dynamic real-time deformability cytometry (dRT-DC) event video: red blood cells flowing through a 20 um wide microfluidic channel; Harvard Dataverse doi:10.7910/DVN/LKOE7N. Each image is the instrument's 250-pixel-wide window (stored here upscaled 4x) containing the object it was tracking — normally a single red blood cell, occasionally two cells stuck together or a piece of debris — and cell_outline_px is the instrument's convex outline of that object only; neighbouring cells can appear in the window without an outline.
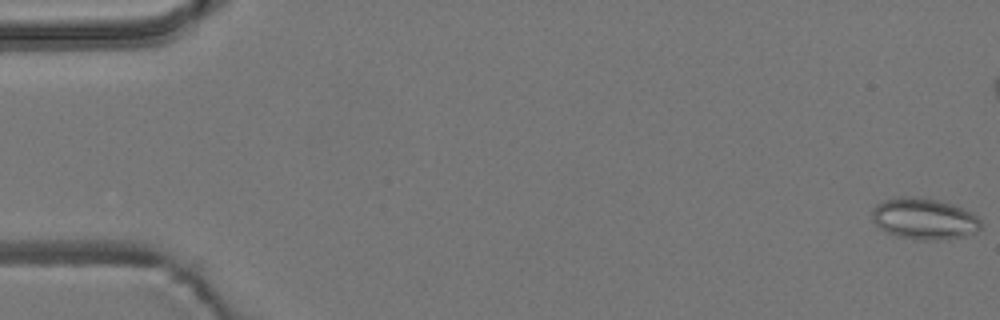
{"species": "common noctule bat (a hibernating species)", "species_latin": "Nyctalus noctula", "temperature_condition": "room temperature", "stored_images_in_passage": 57, "camera_frame_rate_fps": 3000, "um_per_image_px": 0.085, "animal": {"sex": "male", "body_mass_g": 19.2, "forearm_length_mm": 51.8}, "frame": {"image": 1, "passage_image": 1, "time_ms": 0.0, "image_size_px": [1000, 320], "cell_outline_px": [[980, 228], [976, 232], [964, 236], [936, 240], [916, 240], [896, 236], [884, 232], [872, 220], [872, 208], [876, 204], [884, 200], [900, 196], [924, 196], [952, 204], [972, 212], [980, 220]], "centroid_in_image_um": [78.51, 18.58], "position_along_channel_um": 6.5, "area_um2": 26.53}}
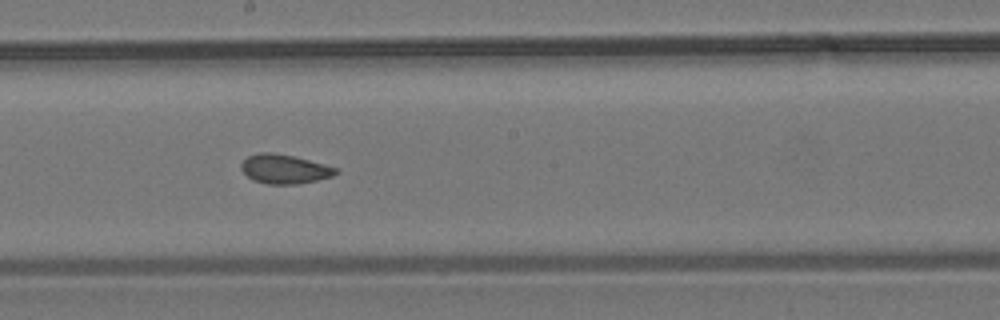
{"frame": {"image": 2, "passage_image": 31, "time_ms": 10.0, "image_size_px": [1000, 320], "cell_outline_px": [[340, 172], [332, 176], [316, 180], [296, 184], [268, 184], [252, 180], [240, 168], [240, 164], [248, 156], [260, 152], [272, 152], [292, 156], [324, 164], [336, 168]], "centroid_in_image_um": [24.16, 14.37], "position_along_channel_um": 224.0, "area_um2": 15.95}}
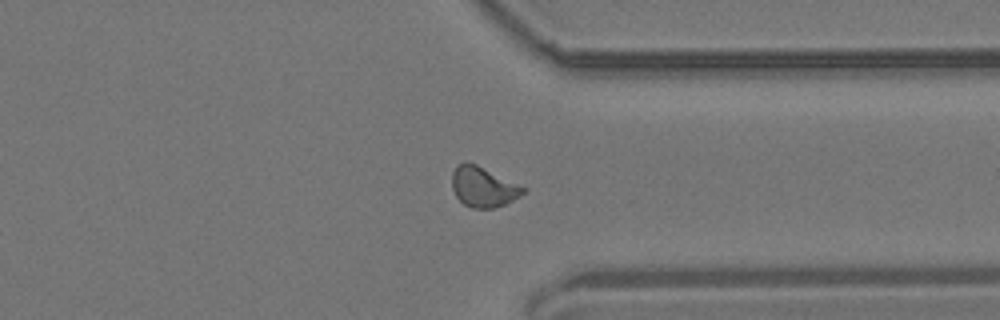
{"frame": {"image": 3, "passage_image": 43, "time_ms": 14.0, "image_size_px": [1000, 320], "cell_outline_px": [[524, 192], [520, 196], [504, 204], [492, 208], [472, 208], [464, 204], [456, 196], [452, 188], [452, 172], [456, 164], [464, 160], [476, 164], [524, 188]], "centroid_in_image_um": [40.99, 15.87], "position_along_channel_um": 370.4, "area_um2": 16.36}, "authors_computed_cell_mechanics": {"area_um2": 16.184, "velocity_mm_per_s": 3.7096, "shape_relaxation_time_tau1_ms": null, "shape_relaxation_time_tau2_ms": 0.8998, "deformation_change_tau1": null, "deformation_change_tau2": 0.0606}}